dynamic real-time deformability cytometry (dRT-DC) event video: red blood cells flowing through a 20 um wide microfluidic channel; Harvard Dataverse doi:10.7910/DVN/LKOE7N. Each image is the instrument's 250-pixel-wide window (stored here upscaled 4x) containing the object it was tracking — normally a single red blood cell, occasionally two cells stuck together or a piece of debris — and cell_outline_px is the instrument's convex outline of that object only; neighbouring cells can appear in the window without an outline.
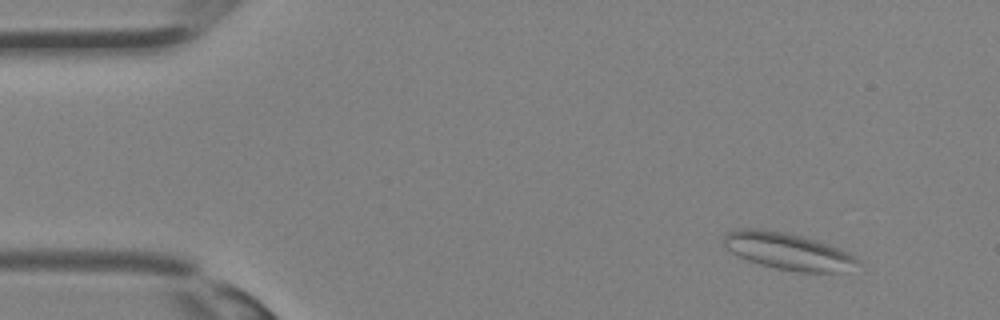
{"species": "Egyptian fruit bat (a non-hibernating species)", "species_latin": "Rousettus aegyptiacus", "temperature_condition": "room temperature", "stored_images_in_passage": 35, "camera_frame_rate_fps": 3000, "um_per_image_px": 0.085, "animal": {"sex": "female"}, "frame": {"image": 1, "passage_image": 3, "time_ms": 0.667, "image_size_px": [1000, 320], "cell_outline_px": [[860, 264], [836, 272], [796, 272], [776, 268], [760, 264], [748, 260], [732, 252], [724, 244], [724, 232], [740, 228], [756, 228], [784, 232], [816, 240], [848, 252], [860, 260]], "centroid_in_image_um": [66.95, 21.34], "position_along_channel_um": 18.1, "area_um2": 28.38}}
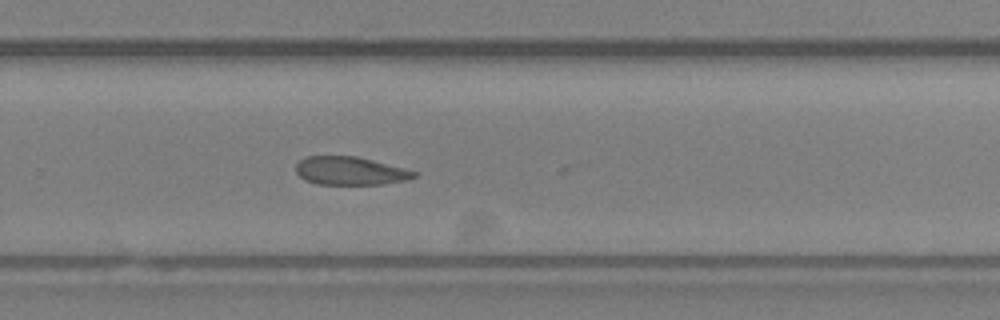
{"frame": {"image": 2, "passage_image": 23, "time_ms": 7.333, "image_size_px": [1000, 320], "cell_outline_px": [[420, 172], [416, 176], [404, 180], [380, 184], [316, 184], [300, 176], [296, 172], [296, 164], [304, 156], [356, 156]], "centroid_in_image_um": [29.75, 14.51], "position_along_channel_um": 300.0, "area_um2": 19.25}}
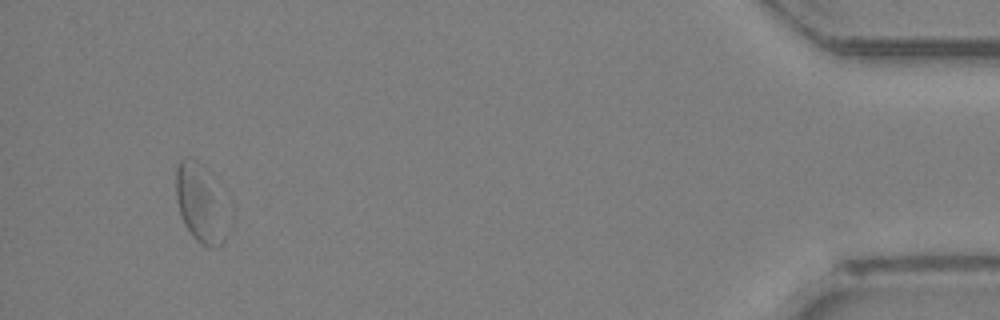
{"frame": {"image": 3, "passage_image": 33, "time_ms": 10.667, "image_size_px": [1000, 320], "cell_outline_px": [[228, 232], [224, 240], [220, 244], [208, 248], [200, 244], [192, 236], [184, 224], [180, 216], [176, 200], [176, 168], [180, 160], [184, 156], [192, 156], [204, 164]], "centroid_in_image_um": [16.9, 17.28], "position_along_channel_um": 418.3, "area_um2": 22.37}}